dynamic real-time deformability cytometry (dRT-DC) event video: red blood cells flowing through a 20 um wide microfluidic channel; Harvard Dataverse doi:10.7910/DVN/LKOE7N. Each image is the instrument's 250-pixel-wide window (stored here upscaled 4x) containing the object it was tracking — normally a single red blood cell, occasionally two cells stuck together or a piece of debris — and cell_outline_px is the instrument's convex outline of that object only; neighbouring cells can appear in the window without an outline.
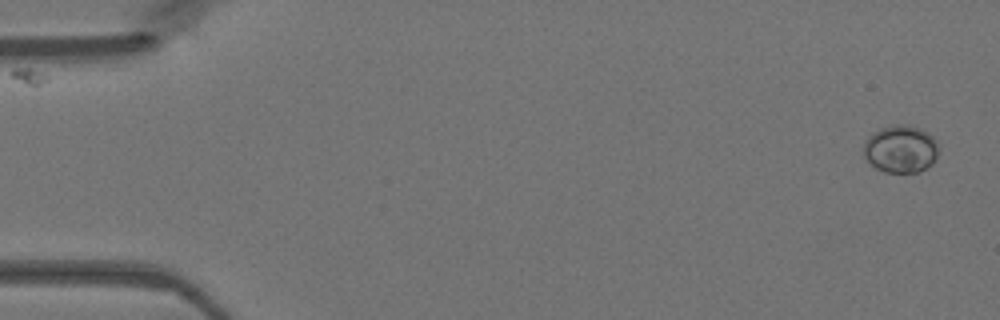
{"species": "Egyptian fruit bat (a non-hibernating species)", "species_latin": "Rousettus aegyptiacus", "temperature_condition": "warm", "stored_images_in_passage": 47, "camera_frame_rate_fps": 3000, "um_per_image_px": 0.085, "animal": {"sex": "female"}, "frame": {"image": 1, "passage_image": 1, "time_ms": 0.0, "image_size_px": [1000, 320], "cell_outline_px": [[940, 148], [932, 164], [916, 172], [884, 172], [876, 168], [864, 156], [864, 144], [868, 136], [872, 132], [880, 128], [892, 124], [908, 124], [920, 128], [928, 132], [940, 144]], "centroid_in_image_um": [76.57, 12.63], "position_along_channel_um": 8.4, "area_um2": 20.98}}
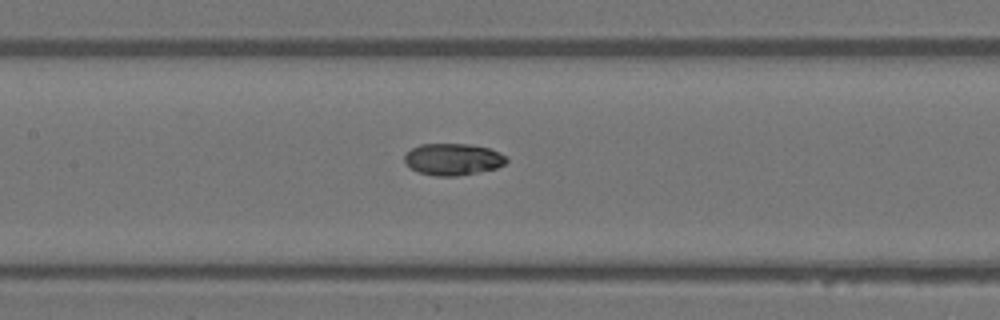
{"frame": {"image": 2, "passage_image": 22, "time_ms": 7.0, "image_size_px": [1000, 320], "cell_outline_px": [[508, 160], [504, 164], [496, 168], [456, 176], [436, 176], [420, 172], [404, 164], [404, 156], [412, 148], [420, 144], [472, 144], [488, 148], [500, 152], [508, 156]], "centroid_in_image_um": [38.51, 13.53], "position_along_channel_um": 168.9, "area_um2": 18.84}}
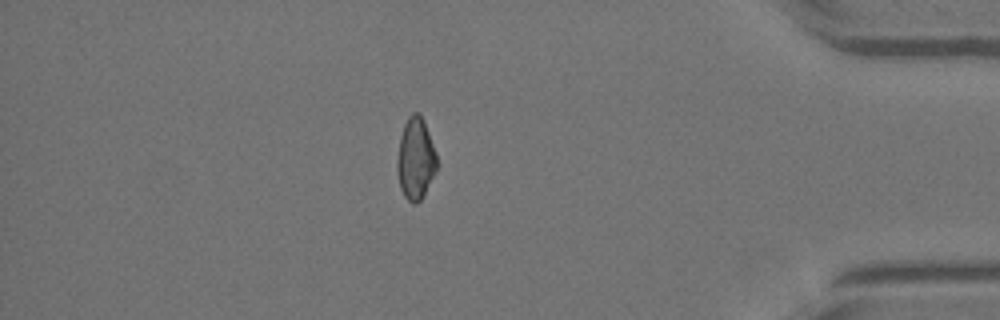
{"frame": {"image": 3, "passage_image": 41, "time_ms": 13.333, "image_size_px": [1000, 320], "cell_outline_px": [[436, 172], [420, 200], [416, 204], [412, 204], [404, 196], [400, 188], [396, 172], [396, 160], [400, 136], [404, 124], [408, 116], [412, 112], [420, 112], [424, 120], [436, 152]], "centroid_in_image_um": [35.3, 13.47], "position_along_channel_um": 399.9, "area_um2": 19.13}}